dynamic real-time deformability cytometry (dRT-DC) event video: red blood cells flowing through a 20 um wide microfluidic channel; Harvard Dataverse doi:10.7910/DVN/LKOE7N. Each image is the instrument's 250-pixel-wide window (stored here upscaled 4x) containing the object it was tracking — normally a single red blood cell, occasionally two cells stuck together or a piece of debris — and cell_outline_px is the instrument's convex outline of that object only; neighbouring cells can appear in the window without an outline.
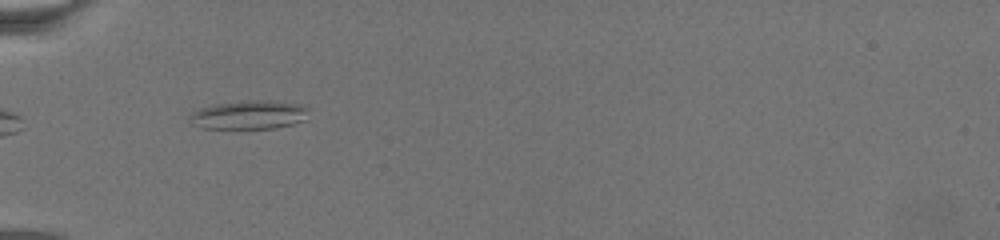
{"species": "common noctule bat (a hibernating species)", "species_latin": "Nyctalus noctula", "temperature_condition": "warm", "stored_images_in_passage": 5, "camera_frame_rate_fps": 3000, "um_per_image_px": 0.085, "animal": {"sex": "female", "body_mass_g": 19.5, "forearm_length_mm": 54.1}, "frame": {"image": 1, "passage_image": 1, "time_ms": 0.0, "image_size_px": [1000, 240], "cell_outline_px": [[308, 120], [276, 128], [232, 132], [204, 128], [188, 116], [192, 112], [200, 108], [216, 104], [248, 100], [268, 100], [300, 104], [308, 108]], "centroid_in_image_um": [21.22, 9.81], "position_along_channel_um": 63.8, "area_um2": 20.75}}